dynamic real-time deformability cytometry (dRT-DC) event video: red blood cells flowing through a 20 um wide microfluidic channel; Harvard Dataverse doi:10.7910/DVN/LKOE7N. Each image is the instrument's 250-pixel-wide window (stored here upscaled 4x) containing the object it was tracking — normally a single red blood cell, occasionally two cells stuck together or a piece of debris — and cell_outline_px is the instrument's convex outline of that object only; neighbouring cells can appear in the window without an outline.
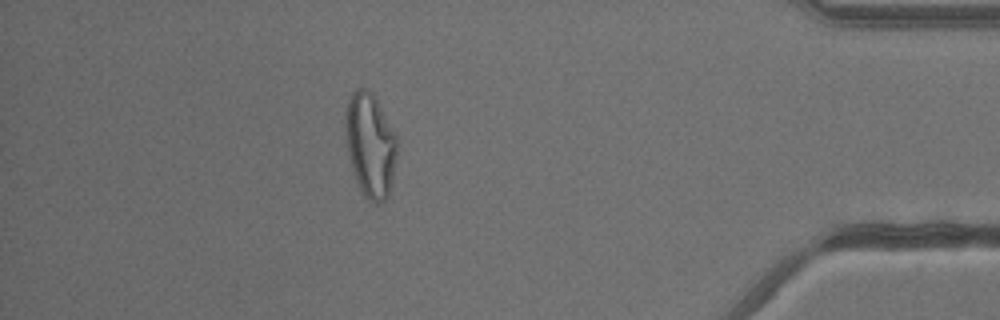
{"species": "common noctule bat (a hibernating species)", "species_latin": "Nyctalus noctula", "temperature_condition": "warm", "stored_images_in_passage": 38, "camera_frame_rate_fps": 3000, "um_per_image_px": 0.085, "animal": {"sex": "male", "body_mass_g": 13.3}, "frame": {"image": 1, "passage_image": 33, "time_ms": 10.667, "image_size_px": [1000, 320], "cell_outline_px": [[396, 156], [388, 196], [380, 204], [376, 204], [368, 200], [364, 196], [356, 180], [348, 156], [344, 128], [344, 112], [348, 100], [352, 92], [356, 88], [368, 88], [376, 96], [396, 136]], "centroid_in_image_um": [31.44, 12.28], "position_along_channel_um": 403.8, "area_um2": 31.56}}